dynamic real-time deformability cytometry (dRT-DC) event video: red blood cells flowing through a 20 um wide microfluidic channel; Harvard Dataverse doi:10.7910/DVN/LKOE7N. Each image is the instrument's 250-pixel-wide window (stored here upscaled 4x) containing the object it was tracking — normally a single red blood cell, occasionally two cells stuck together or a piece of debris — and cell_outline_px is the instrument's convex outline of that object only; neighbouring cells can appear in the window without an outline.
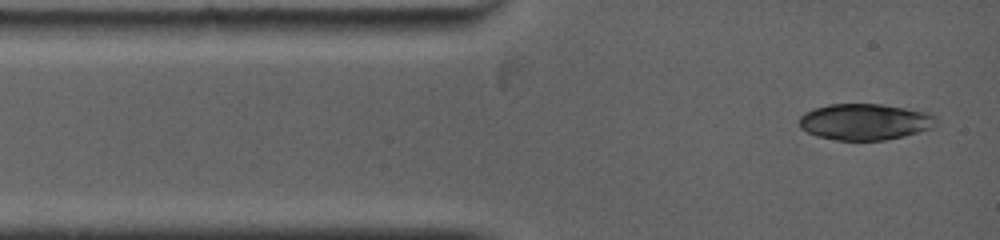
{"species": "common noctule bat (a hibernating species)", "species_latin": "Nyctalus noctula", "temperature_condition": "warm", "stored_images_in_passage": 2, "camera_frame_rate_fps": 5000, "um_per_image_px": 0.085, "animal": {"sex": "female", "body_mass_g": 19.0, "forearm_length_mm": 53.3}, "frame": {"image": 1, "passage_image": 1, "time_ms": 0.0, "image_size_px": [1000, 240], "cell_outline_px": [[936, 124], [932, 128], [904, 136], [884, 140], [836, 140], [816, 136], [800, 128], [800, 116], [804, 112], [828, 104], [880, 104], [932, 112], [936, 116]], "centroid_in_image_um": [73.54, 10.35], "position_along_channel_um": 11.5, "area_um2": 29.07}}